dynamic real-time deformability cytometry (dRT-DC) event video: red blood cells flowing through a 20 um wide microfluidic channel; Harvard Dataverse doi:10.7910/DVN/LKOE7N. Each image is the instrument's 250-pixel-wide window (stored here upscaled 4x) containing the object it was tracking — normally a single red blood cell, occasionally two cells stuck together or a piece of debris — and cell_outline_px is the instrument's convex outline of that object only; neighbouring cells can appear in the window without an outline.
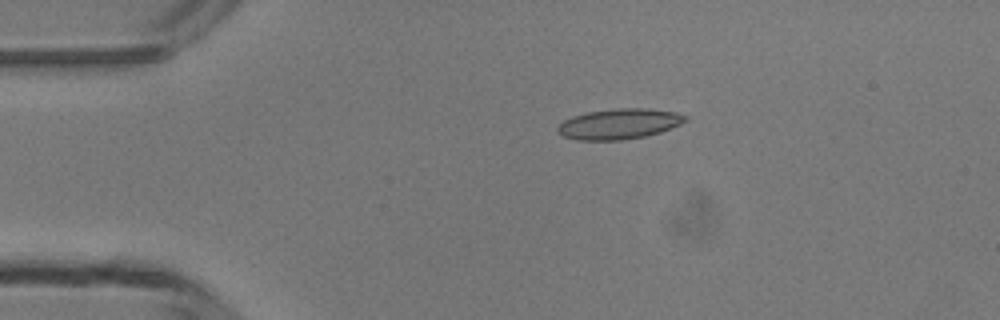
{"species": "common noctule bat (a hibernating species)", "species_latin": "Nyctalus noctula", "temperature_condition": "room temperature", "stored_images_in_passage": 3, "camera_frame_rate_fps": 3000, "um_per_image_px": 0.085, "animal": {"sex": "male", "body_mass_g": 13.3}, "frame": {"image": 1, "passage_image": 3, "time_ms": 2.333, "image_size_px": [1000, 320], "cell_outline_px": [[688, 120], [680, 124], [660, 132], [644, 136], [620, 140], [576, 140], [564, 136], [556, 128], [564, 120], [572, 116], [588, 112], [616, 108], [644, 108], [676, 112], [688, 116]], "centroid_in_image_um": [52.64, 10.52], "position_along_channel_um": 32.4, "area_um2": 22.48}}